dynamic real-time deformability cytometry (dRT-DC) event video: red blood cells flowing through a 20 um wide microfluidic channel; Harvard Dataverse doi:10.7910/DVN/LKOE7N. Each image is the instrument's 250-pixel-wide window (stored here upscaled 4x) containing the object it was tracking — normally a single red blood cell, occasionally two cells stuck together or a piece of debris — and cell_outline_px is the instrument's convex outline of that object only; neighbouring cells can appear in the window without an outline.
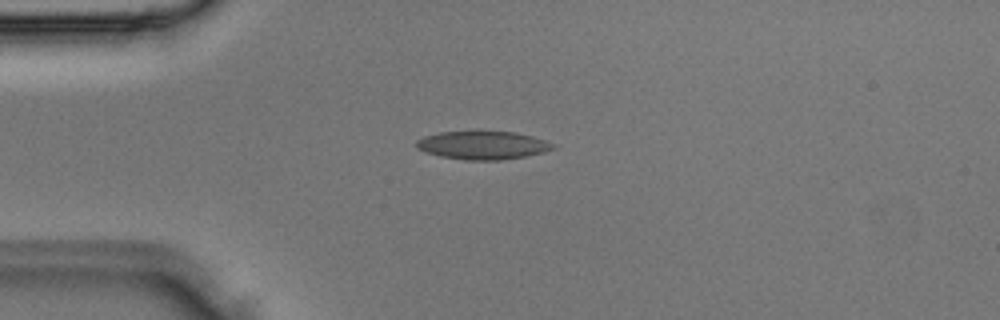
{"species": "Egyptian fruit bat (a non-hibernating species)", "species_latin": "Rousettus aegyptiacus", "temperature_condition": "room temperature", "stored_images_in_passage": 3, "camera_frame_rate_fps": 3000, "um_per_image_px": 0.085, "animal": {"sex": "male"}, "frame": {"image": 1, "passage_image": 3, "time_ms": 0.667, "image_size_px": [1000, 320], "cell_outline_px": [[556, 148], [544, 152], [524, 156], [500, 160], [464, 160], [440, 156], [416, 148], [416, 140], [424, 136], [440, 132], [476, 128], [516, 132], [532, 136], [556, 144]], "centroid_in_image_um": [41.03, 12.29], "position_along_channel_um": 44.0, "area_um2": 23.41}}